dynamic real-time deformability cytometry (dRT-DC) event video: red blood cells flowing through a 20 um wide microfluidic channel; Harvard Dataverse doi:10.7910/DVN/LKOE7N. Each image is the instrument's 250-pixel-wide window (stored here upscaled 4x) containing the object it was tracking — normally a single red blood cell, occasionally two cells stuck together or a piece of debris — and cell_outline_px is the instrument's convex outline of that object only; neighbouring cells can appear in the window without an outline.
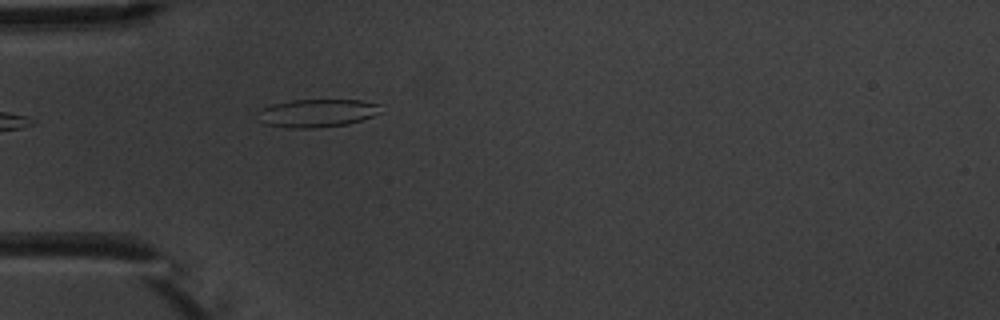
{"species": "common noctule bat (a hibernating species)", "species_latin": "Nyctalus noctula", "temperature_condition": "warm", "stored_images_in_passage": 4, "camera_frame_rate_fps": 3000, "um_per_image_px": 0.085, "animal": {"sex": "male", "body_mass_g": 20.1, "forearm_length_mm": 53.5}, "frame": {"image": 1, "passage_image": 4, "time_ms": 4.333, "image_size_px": [1000, 320], "cell_outline_px": [[380, 104], [376, 112], [372, 116], [348, 124], [316, 128], [288, 128], [264, 124], [256, 120], [252, 112], [260, 108], [272, 104], [292, 100], [360, 100]], "centroid_in_image_um": [26.77, 9.62], "position_along_channel_um": 58.2, "area_um2": 20.35}}